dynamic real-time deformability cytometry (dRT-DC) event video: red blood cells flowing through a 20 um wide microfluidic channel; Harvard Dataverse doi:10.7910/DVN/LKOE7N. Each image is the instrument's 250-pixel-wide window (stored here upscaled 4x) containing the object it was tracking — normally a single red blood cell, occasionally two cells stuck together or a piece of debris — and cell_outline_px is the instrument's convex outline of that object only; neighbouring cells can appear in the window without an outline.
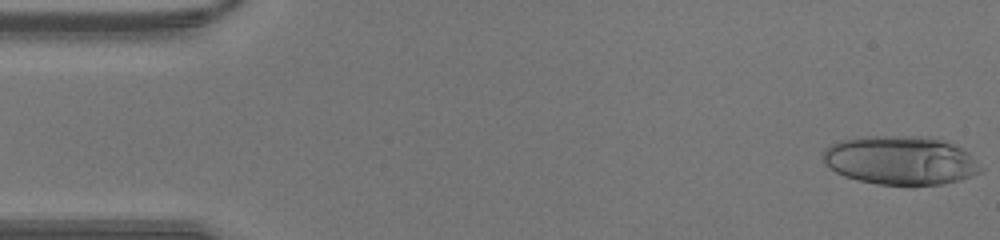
{"species": "human", "species_latin": "Homo sapiens", "temperature_condition": "warm", "stored_images_in_passage": 43, "camera_frame_rate_fps": 3000, "um_per_image_px": 0.085, "donor": {"sex": "male"}, "frame": {"image": 1, "passage_image": 1, "time_ms": 0.0, "image_size_px": [1000, 240], "cell_outline_px": [[984, 168], [980, 172], [972, 176], [960, 180], [944, 184], [912, 188], [876, 184], [856, 180], [844, 176], [828, 168], [824, 164], [824, 148], [840, 140], [856, 136], [920, 136], [944, 140], [968, 152]], "centroid_in_image_um": [76.54, 13.67], "position_along_channel_um": 8.5, "area_um2": 46.01}}
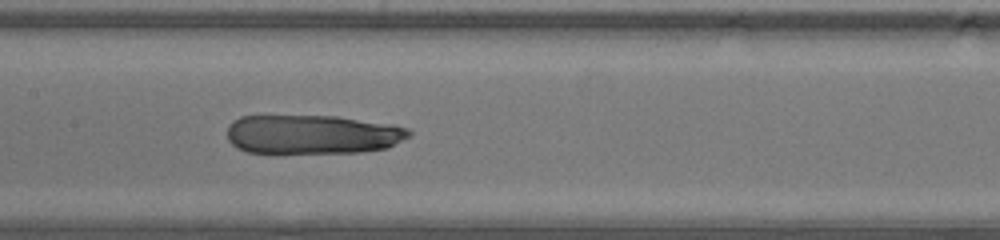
{"frame": {"image": 2, "passage_image": 20, "time_ms": 6.333, "image_size_px": [1000, 240], "cell_outline_px": [[412, 136], [388, 148], [360, 152], [248, 152], [236, 148], [228, 140], [228, 124], [232, 120], [240, 116], [336, 116], [392, 124], [408, 128], [412, 132]], "centroid_in_image_um": [26.58, 11.41], "position_along_channel_um": 180.8, "area_um2": 41.62}}
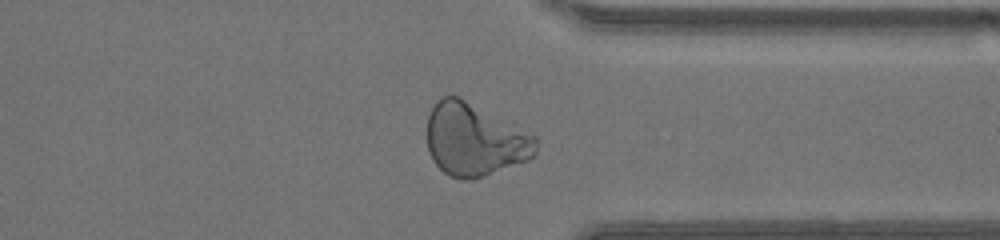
{"frame": {"image": 3, "passage_image": 32, "time_ms": 10.333, "image_size_px": [1000, 240], "cell_outline_px": [[540, 140], [536, 152], [528, 160], [484, 176], [472, 180], [460, 180], [448, 176], [432, 160], [428, 152], [428, 112], [432, 104], [440, 96], [460, 96], [536, 136]], "centroid_in_image_um": [40.33, 11.87], "position_along_channel_um": 371.1, "area_um2": 46.59}}